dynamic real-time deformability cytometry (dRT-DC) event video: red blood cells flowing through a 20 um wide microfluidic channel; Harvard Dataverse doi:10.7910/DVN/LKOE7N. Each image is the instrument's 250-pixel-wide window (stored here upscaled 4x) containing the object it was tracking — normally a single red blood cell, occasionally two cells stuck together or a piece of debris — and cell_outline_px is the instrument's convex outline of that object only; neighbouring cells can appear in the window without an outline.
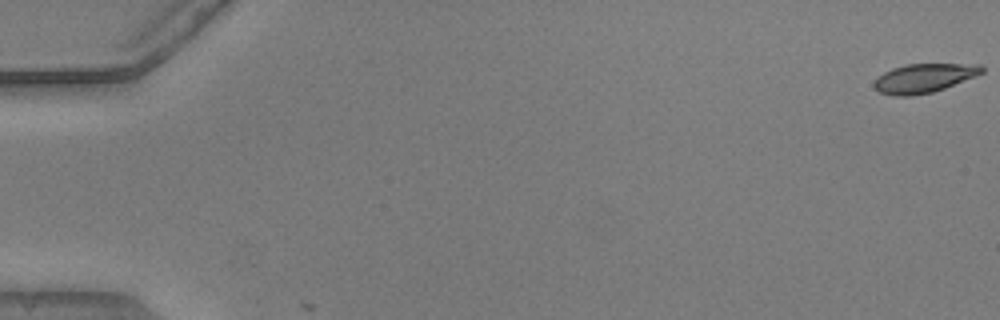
{"species": "common noctule bat (a hibernating species)", "species_latin": "Nyctalus noctula", "temperature_condition": "warm", "stored_images_in_passage": 2, "camera_frame_rate_fps": 3000, "um_per_image_px": 0.085, "animal": {"sex": "male", "body_mass_g": 20.5, "forearm_length_mm": 52.5}, "frame": {"image": 1, "passage_image": 1, "time_ms": 0.0, "image_size_px": [1000, 320], "cell_outline_px": [[984, 72], [976, 76], [944, 88], [932, 92], [912, 96], [892, 96], [880, 92], [872, 84], [884, 72], [892, 68], [904, 64], [980, 64], [984, 68]], "centroid_in_image_um": [78.54, 6.64], "position_along_channel_um": 6.5, "area_um2": 18.15}}